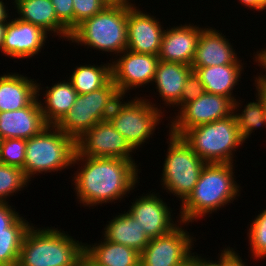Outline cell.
<instances>
[{"instance_id":"obj_1","label":"cell","mask_w":266,"mask_h":266,"mask_svg":"<svg viewBox=\"0 0 266 266\" xmlns=\"http://www.w3.org/2000/svg\"><path fill=\"white\" fill-rule=\"evenodd\" d=\"M80 161V162H79ZM81 163L73 175L79 202L83 206L91 207L123 199L131 190H134L138 180V165L135 161L108 158L88 157L77 151L73 159V166ZM126 195V196H124Z\"/></svg>"},{"instance_id":"obj_2","label":"cell","mask_w":266,"mask_h":266,"mask_svg":"<svg viewBox=\"0 0 266 266\" xmlns=\"http://www.w3.org/2000/svg\"><path fill=\"white\" fill-rule=\"evenodd\" d=\"M233 167L232 163L205 164L194 189L180 204L181 222L192 223L206 217L239 196L240 186L234 179Z\"/></svg>"},{"instance_id":"obj_3","label":"cell","mask_w":266,"mask_h":266,"mask_svg":"<svg viewBox=\"0 0 266 266\" xmlns=\"http://www.w3.org/2000/svg\"><path fill=\"white\" fill-rule=\"evenodd\" d=\"M64 232L31 224L22 241L17 266H81L85 243Z\"/></svg>"},{"instance_id":"obj_4","label":"cell","mask_w":266,"mask_h":266,"mask_svg":"<svg viewBox=\"0 0 266 266\" xmlns=\"http://www.w3.org/2000/svg\"><path fill=\"white\" fill-rule=\"evenodd\" d=\"M135 4L107 5L79 24L69 40L81 46L120 55L127 49L128 11Z\"/></svg>"},{"instance_id":"obj_5","label":"cell","mask_w":266,"mask_h":266,"mask_svg":"<svg viewBox=\"0 0 266 266\" xmlns=\"http://www.w3.org/2000/svg\"><path fill=\"white\" fill-rule=\"evenodd\" d=\"M76 151L73 138L57 126L47 125L38 135L26 140L24 174L31 181L35 174L68 169L73 166Z\"/></svg>"},{"instance_id":"obj_6","label":"cell","mask_w":266,"mask_h":266,"mask_svg":"<svg viewBox=\"0 0 266 266\" xmlns=\"http://www.w3.org/2000/svg\"><path fill=\"white\" fill-rule=\"evenodd\" d=\"M181 137L206 163L233 164L234 152L244 143L233 114L188 129Z\"/></svg>"},{"instance_id":"obj_7","label":"cell","mask_w":266,"mask_h":266,"mask_svg":"<svg viewBox=\"0 0 266 266\" xmlns=\"http://www.w3.org/2000/svg\"><path fill=\"white\" fill-rule=\"evenodd\" d=\"M121 97L111 78L97 90L78 94L73 107L56 126L77 141L92 126L107 120L115 103Z\"/></svg>"},{"instance_id":"obj_8","label":"cell","mask_w":266,"mask_h":266,"mask_svg":"<svg viewBox=\"0 0 266 266\" xmlns=\"http://www.w3.org/2000/svg\"><path fill=\"white\" fill-rule=\"evenodd\" d=\"M168 149L161 174V185L183 202L199 180L204 162L182 137L169 132Z\"/></svg>"},{"instance_id":"obj_9","label":"cell","mask_w":266,"mask_h":266,"mask_svg":"<svg viewBox=\"0 0 266 266\" xmlns=\"http://www.w3.org/2000/svg\"><path fill=\"white\" fill-rule=\"evenodd\" d=\"M123 98L122 96L115 103L107 120L136 152L137 148L152 137L165 111L158 109L157 105L145 97H134L135 99L124 102Z\"/></svg>"},{"instance_id":"obj_10","label":"cell","mask_w":266,"mask_h":266,"mask_svg":"<svg viewBox=\"0 0 266 266\" xmlns=\"http://www.w3.org/2000/svg\"><path fill=\"white\" fill-rule=\"evenodd\" d=\"M233 103L228 97L205 92L178 110L171 124L168 123L169 132L181 137L188 129L231 116Z\"/></svg>"},{"instance_id":"obj_11","label":"cell","mask_w":266,"mask_h":266,"mask_svg":"<svg viewBox=\"0 0 266 266\" xmlns=\"http://www.w3.org/2000/svg\"><path fill=\"white\" fill-rule=\"evenodd\" d=\"M183 224L189 225L180 221V226L171 232L150 239L149 244L140 253V266H180L191 258L195 253H191V250H194L192 248L195 238L184 230Z\"/></svg>"},{"instance_id":"obj_12","label":"cell","mask_w":266,"mask_h":266,"mask_svg":"<svg viewBox=\"0 0 266 266\" xmlns=\"http://www.w3.org/2000/svg\"><path fill=\"white\" fill-rule=\"evenodd\" d=\"M119 59L111 62L112 80L121 96L129 90L153 83L159 57L153 54L124 50Z\"/></svg>"},{"instance_id":"obj_13","label":"cell","mask_w":266,"mask_h":266,"mask_svg":"<svg viewBox=\"0 0 266 266\" xmlns=\"http://www.w3.org/2000/svg\"><path fill=\"white\" fill-rule=\"evenodd\" d=\"M77 152L88 157H108L134 161V149L108 120L98 122L76 141Z\"/></svg>"},{"instance_id":"obj_14","label":"cell","mask_w":266,"mask_h":266,"mask_svg":"<svg viewBox=\"0 0 266 266\" xmlns=\"http://www.w3.org/2000/svg\"><path fill=\"white\" fill-rule=\"evenodd\" d=\"M159 193L150 191L140 198H136L135 202L127 210L133 218L136 219L137 223L144 229L145 234L149 239L157 238L165 235L180 225V219L174 223L171 215L172 211L170 206L164 202Z\"/></svg>"},{"instance_id":"obj_15","label":"cell","mask_w":266,"mask_h":266,"mask_svg":"<svg viewBox=\"0 0 266 266\" xmlns=\"http://www.w3.org/2000/svg\"><path fill=\"white\" fill-rule=\"evenodd\" d=\"M161 22L136 5L128 11L127 50L158 56L165 29Z\"/></svg>"},{"instance_id":"obj_16","label":"cell","mask_w":266,"mask_h":266,"mask_svg":"<svg viewBox=\"0 0 266 266\" xmlns=\"http://www.w3.org/2000/svg\"><path fill=\"white\" fill-rule=\"evenodd\" d=\"M47 32L41 27L15 16L6 26L1 52L12 58L24 59L38 55L45 46Z\"/></svg>"},{"instance_id":"obj_17","label":"cell","mask_w":266,"mask_h":266,"mask_svg":"<svg viewBox=\"0 0 266 266\" xmlns=\"http://www.w3.org/2000/svg\"><path fill=\"white\" fill-rule=\"evenodd\" d=\"M41 83H37V97L26 107L0 112V140L18 138L30 139L46 126L39 104ZM41 87V88H40Z\"/></svg>"},{"instance_id":"obj_18","label":"cell","mask_w":266,"mask_h":266,"mask_svg":"<svg viewBox=\"0 0 266 266\" xmlns=\"http://www.w3.org/2000/svg\"><path fill=\"white\" fill-rule=\"evenodd\" d=\"M164 31L159 50V60L191 66L203 27L185 24Z\"/></svg>"},{"instance_id":"obj_19","label":"cell","mask_w":266,"mask_h":266,"mask_svg":"<svg viewBox=\"0 0 266 266\" xmlns=\"http://www.w3.org/2000/svg\"><path fill=\"white\" fill-rule=\"evenodd\" d=\"M226 36L215 28H204L199 37L192 67L241 63ZM236 52V53H235Z\"/></svg>"},{"instance_id":"obj_20","label":"cell","mask_w":266,"mask_h":266,"mask_svg":"<svg viewBox=\"0 0 266 266\" xmlns=\"http://www.w3.org/2000/svg\"><path fill=\"white\" fill-rule=\"evenodd\" d=\"M13 3L19 15L17 18L41 27L48 34L52 32L55 36L69 41L71 32L57 18L51 0H14Z\"/></svg>"},{"instance_id":"obj_21","label":"cell","mask_w":266,"mask_h":266,"mask_svg":"<svg viewBox=\"0 0 266 266\" xmlns=\"http://www.w3.org/2000/svg\"><path fill=\"white\" fill-rule=\"evenodd\" d=\"M192 71V66L159 60L153 82L163 104L170 107L175 105L179 109L183 86Z\"/></svg>"},{"instance_id":"obj_22","label":"cell","mask_w":266,"mask_h":266,"mask_svg":"<svg viewBox=\"0 0 266 266\" xmlns=\"http://www.w3.org/2000/svg\"><path fill=\"white\" fill-rule=\"evenodd\" d=\"M33 80L19 73L0 75V112L28 106L37 97V82Z\"/></svg>"},{"instance_id":"obj_23","label":"cell","mask_w":266,"mask_h":266,"mask_svg":"<svg viewBox=\"0 0 266 266\" xmlns=\"http://www.w3.org/2000/svg\"><path fill=\"white\" fill-rule=\"evenodd\" d=\"M242 63H233L209 67H192L200 77L206 93L222 95L236 101L233 90L241 79L244 70Z\"/></svg>"},{"instance_id":"obj_24","label":"cell","mask_w":266,"mask_h":266,"mask_svg":"<svg viewBox=\"0 0 266 266\" xmlns=\"http://www.w3.org/2000/svg\"><path fill=\"white\" fill-rule=\"evenodd\" d=\"M103 232L104 239L131 247L141 253L149 244V237L137 223L136 219L127 211L107 221Z\"/></svg>"},{"instance_id":"obj_25","label":"cell","mask_w":266,"mask_h":266,"mask_svg":"<svg viewBox=\"0 0 266 266\" xmlns=\"http://www.w3.org/2000/svg\"><path fill=\"white\" fill-rule=\"evenodd\" d=\"M102 241L84 245V255L95 266H140V253L137 250L106 239Z\"/></svg>"},{"instance_id":"obj_26","label":"cell","mask_w":266,"mask_h":266,"mask_svg":"<svg viewBox=\"0 0 266 266\" xmlns=\"http://www.w3.org/2000/svg\"><path fill=\"white\" fill-rule=\"evenodd\" d=\"M45 88V103L39 100L43 119L47 125L56 126L73 107L78 93L68 80Z\"/></svg>"},{"instance_id":"obj_27","label":"cell","mask_w":266,"mask_h":266,"mask_svg":"<svg viewBox=\"0 0 266 266\" xmlns=\"http://www.w3.org/2000/svg\"><path fill=\"white\" fill-rule=\"evenodd\" d=\"M111 63L76 66L67 79L78 94L90 93L103 87L110 79Z\"/></svg>"},{"instance_id":"obj_28","label":"cell","mask_w":266,"mask_h":266,"mask_svg":"<svg viewBox=\"0 0 266 266\" xmlns=\"http://www.w3.org/2000/svg\"><path fill=\"white\" fill-rule=\"evenodd\" d=\"M255 96L256 102H249L244 105L241 113H237L239 110L237 108H241V103L238 101L233 103V115L236 118L237 127L244 142L254 132V129L256 130L264 125L266 127V102L259 92Z\"/></svg>"},{"instance_id":"obj_29","label":"cell","mask_w":266,"mask_h":266,"mask_svg":"<svg viewBox=\"0 0 266 266\" xmlns=\"http://www.w3.org/2000/svg\"><path fill=\"white\" fill-rule=\"evenodd\" d=\"M30 224L21 216L6 232H0V266H17L22 241Z\"/></svg>"},{"instance_id":"obj_30","label":"cell","mask_w":266,"mask_h":266,"mask_svg":"<svg viewBox=\"0 0 266 266\" xmlns=\"http://www.w3.org/2000/svg\"><path fill=\"white\" fill-rule=\"evenodd\" d=\"M23 169L0 164V202L23 190L29 184Z\"/></svg>"},{"instance_id":"obj_31","label":"cell","mask_w":266,"mask_h":266,"mask_svg":"<svg viewBox=\"0 0 266 266\" xmlns=\"http://www.w3.org/2000/svg\"><path fill=\"white\" fill-rule=\"evenodd\" d=\"M249 245L253 259L266 258V209L251 222L248 230Z\"/></svg>"},{"instance_id":"obj_32","label":"cell","mask_w":266,"mask_h":266,"mask_svg":"<svg viewBox=\"0 0 266 266\" xmlns=\"http://www.w3.org/2000/svg\"><path fill=\"white\" fill-rule=\"evenodd\" d=\"M26 140L10 138L0 140V164L23 169L25 163Z\"/></svg>"},{"instance_id":"obj_33","label":"cell","mask_w":266,"mask_h":266,"mask_svg":"<svg viewBox=\"0 0 266 266\" xmlns=\"http://www.w3.org/2000/svg\"><path fill=\"white\" fill-rule=\"evenodd\" d=\"M107 5L104 0H73L74 29L86 19L101 12Z\"/></svg>"},{"instance_id":"obj_34","label":"cell","mask_w":266,"mask_h":266,"mask_svg":"<svg viewBox=\"0 0 266 266\" xmlns=\"http://www.w3.org/2000/svg\"><path fill=\"white\" fill-rule=\"evenodd\" d=\"M205 93V88L200 77L192 71L186 79L180 96L179 110L187 103L196 100Z\"/></svg>"},{"instance_id":"obj_35","label":"cell","mask_w":266,"mask_h":266,"mask_svg":"<svg viewBox=\"0 0 266 266\" xmlns=\"http://www.w3.org/2000/svg\"><path fill=\"white\" fill-rule=\"evenodd\" d=\"M57 18L68 28L74 30V8L73 0H51Z\"/></svg>"},{"instance_id":"obj_36","label":"cell","mask_w":266,"mask_h":266,"mask_svg":"<svg viewBox=\"0 0 266 266\" xmlns=\"http://www.w3.org/2000/svg\"><path fill=\"white\" fill-rule=\"evenodd\" d=\"M21 215L7 202H0V232H6Z\"/></svg>"},{"instance_id":"obj_37","label":"cell","mask_w":266,"mask_h":266,"mask_svg":"<svg viewBox=\"0 0 266 266\" xmlns=\"http://www.w3.org/2000/svg\"><path fill=\"white\" fill-rule=\"evenodd\" d=\"M221 251L220 266H247L234 248L227 247Z\"/></svg>"},{"instance_id":"obj_38","label":"cell","mask_w":266,"mask_h":266,"mask_svg":"<svg viewBox=\"0 0 266 266\" xmlns=\"http://www.w3.org/2000/svg\"><path fill=\"white\" fill-rule=\"evenodd\" d=\"M255 56V62L258 63V66H261L264 70L266 69V48L261 51H257ZM266 71V70H265ZM255 78V84H266V72L265 75H262L261 73Z\"/></svg>"},{"instance_id":"obj_39","label":"cell","mask_w":266,"mask_h":266,"mask_svg":"<svg viewBox=\"0 0 266 266\" xmlns=\"http://www.w3.org/2000/svg\"><path fill=\"white\" fill-rule=\"evenodd\" d=\"M240 3L248 9H253L256 11H263L266 9V0H239Z\"/></svg>"},{"instance_id":"obj_40","label":"cell","mask_w":266,"mask_h":266,"mask_svg":"<svg viewBox=\"0 0 266 266\" xmlns=\"http://www.w3.org/2000/svg\"><path fill=\"white\" fill-rule=\"evenodd\" d=\"M194 266H220V258L219 261L215 262L213 260H207L206 258H202V256L194 255Z\"/></svg>"},{"instance_id":"obj_41","label":"cell","mask_w":266,"mask_h":266,"mask_svg":"<svg viewBox=\"0 0 266 266\" xmlns=\"http://www.w3.org/2000/svg\"><path fill=\"white\" fill-rule=\"evenodd\" d=\"M7 6L5 5V3L3 2V0H0V22H9L10 19L8 18H11L9 16V10Z\"/></svg>"},{"instance_id":"obj_42","label":"cell","mask_w":266,"mask_h":266,"mask_svg":"<svg viewBox=\"0 0 266 266\" xmlns=\"http://www.w3.org/2000/svg\"><path fill=\"white\" fill-rule=\"evenodd\" d=\"M7 23L8 22H0V50H1L2 45H3Z\"/></svg>"},{"instance_id":"obj_43","label":"cell","mask_w":266,"mask_h":266,"mask_svg":"<svg viewBox=\"0 0 266 266\" xmlns=\"http://www.w3.org/2000/svg\"><path fill=\"white\" fill-rule=\"evenodd\" d=\"M108 5H127L132 4L131 0H104Z\"/></svg>"},{"instance_id":"obj_44","label":"cell","mask_w":266,"mask_h":266,"mask_svg":"<svg viewBox=\"0 0 266 266\" xmlns=\"http://www.w3.org/2000/svg\"><path fill=\"white\" fill-rule=\"evenodd\" d=\"M256 91L261 94V96L264 98L266 102V84H256Z\"/></svg>"},{"instance_id":"obj_45","label":"cell","mask_w":266,"mask_h":266,"mask_svg":"<svg viewBox=\"0 0 266 266\" xmlns=\"http://www.w3.org/2000/svg\"><path fill=\"white\" fill-rule=\"evenodd\" d=\"M81 266H95V265L84 255Z\"/></svg>"},{"instance_id":"obj_46","label":"cell","mask_w":266,"mask_h":266,"mask_svg":"<svg viewBox=\"0 0 266 266\" xmlns=\"http://www.w3.org/2000/svg\"><path fill=\"white\" fill-rule=\"evenodd\" d=\"M180 266H194V254Z\"/></svg>"}]
</instances>
